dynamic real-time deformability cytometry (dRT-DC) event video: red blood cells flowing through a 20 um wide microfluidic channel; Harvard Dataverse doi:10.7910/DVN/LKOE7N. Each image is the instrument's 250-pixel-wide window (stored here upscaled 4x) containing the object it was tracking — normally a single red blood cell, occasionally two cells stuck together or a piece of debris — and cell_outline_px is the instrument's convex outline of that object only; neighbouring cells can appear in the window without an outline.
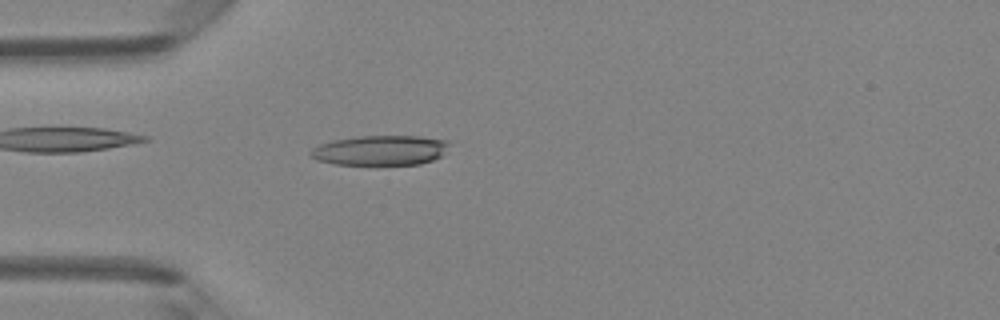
{"species": "Egyptian fruit bat (a non-hibernating species)", "species_latin": "Rousettus aegyptiacus", "temperature_condition": "room temperature", "stored_images_in_passage": 48, "camera_frame_rate_fps": 3000, "um_per_image_px": 0.085, "animal": {"sex": "female"}, "frame": {"image": 1, "passage_image": 14, "time_ms": 4.333, "image_size_px": [1000, 320], "cell_outline_px": [[452, 144], [440, 156], [432, 160], [420, 164], [336, 164], [316, 160], [308, 152], [312, 148], [320, 144], [332, 140], [360, 136], [420, 136], [448, 140]], "centroid_in_image_um": [32.35, 12.76], "position_along_channel_um": 52.7, "area_um2": 24.16}}
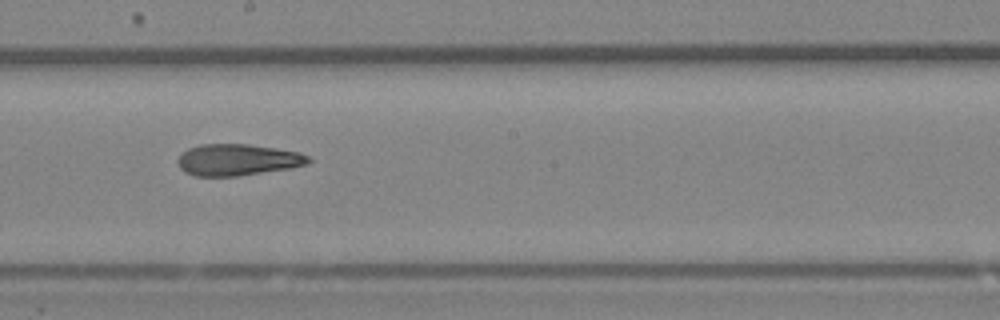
{"frame": {"image": 2, "passage_image": 27, "time_ms": 8.667, "image_size_px": [1000, 320], "cell_outline_px": [[312, 160], [308, 164], [292, 168], [236, 176], [196, 176], [184, 172], [180, 168], [176, 160], [188, 148], [200, 144], [248, 144], [276, 148], [300, 152], [308, 156]], "centroid_in_image_um": [20.21, 13.58], "position_along_channel_um": 228.0, "area_um2": 24.1}}
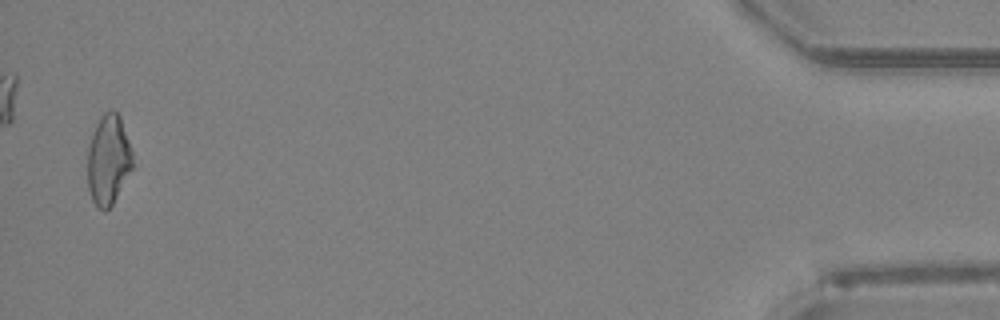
{"frame": {"image": 3, "passage_image": 47, "time_ms": 15.333, "image_size_px": [1000, 320], "cell_outline_px": [[132, 168], [112, 204], [104, 212], [96, 208], [92, 200], [88, 188], [88, 148], [96, 124], [100, 116], [104, 112], [112, 108], [120, 116], [132, 152]], "centroid_in_image_um": [9.2, 13.58], "position_along_channel_um": 426.0, "area_um2": 23.47}, "authors_computed_cell_mechanics": {"area_um2": 24.7095, "velocity_mm_per_s": 4.2589, "shape_relaxation_time_tau1_ms": null, "shape_relaxation_time_tau2_ms": 5.9115, "deformation_change_tau1": null, "deformation_change_tau2": 0.191}}